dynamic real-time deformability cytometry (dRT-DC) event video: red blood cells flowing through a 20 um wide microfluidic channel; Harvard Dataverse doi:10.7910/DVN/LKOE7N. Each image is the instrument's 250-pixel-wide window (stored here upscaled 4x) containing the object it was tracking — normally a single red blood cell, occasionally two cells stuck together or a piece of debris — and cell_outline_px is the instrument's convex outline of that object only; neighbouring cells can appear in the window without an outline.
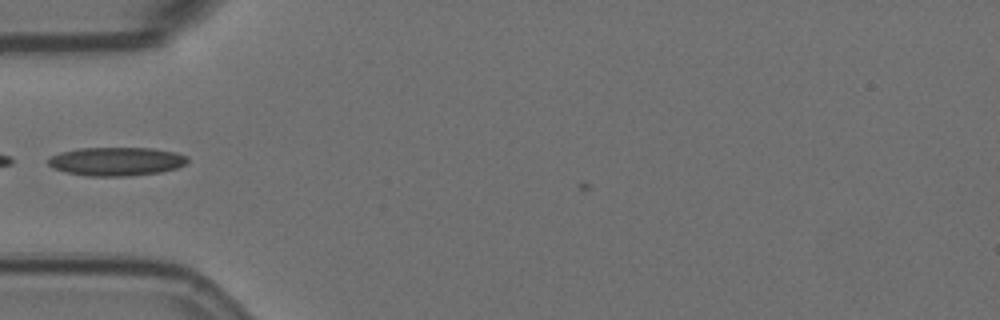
{"species": "Egyptian fruit bat (a non-hibernating species)", "species_latin": "Rousettus aegyptiacus", "temperature_condition": "room temperature", "stored_images_in_passage": 5, "camera_frame_rate_fps": 3000, "um_per_image_px": 0.085, "animal": {"sex": "female"}, "frame": {"image": 1, "passage_image": 3, "time_ms": 0.667, "image_size_px": [1000, 320], "cell_outline_px": [[188, 160], [184, 164], [176, 168], [160, 172], [124, 176], [88, 176], [64, 172], [52, 168], [48, 164], [48, 160], [52, 156], [60, 152], [80, 148], [152, 148], [176, 152], [188, 156]], "centroid_in_image_um": [9.88, 13.72], "position_along_channel_um": 75.1, "area_um2": 23.18}}